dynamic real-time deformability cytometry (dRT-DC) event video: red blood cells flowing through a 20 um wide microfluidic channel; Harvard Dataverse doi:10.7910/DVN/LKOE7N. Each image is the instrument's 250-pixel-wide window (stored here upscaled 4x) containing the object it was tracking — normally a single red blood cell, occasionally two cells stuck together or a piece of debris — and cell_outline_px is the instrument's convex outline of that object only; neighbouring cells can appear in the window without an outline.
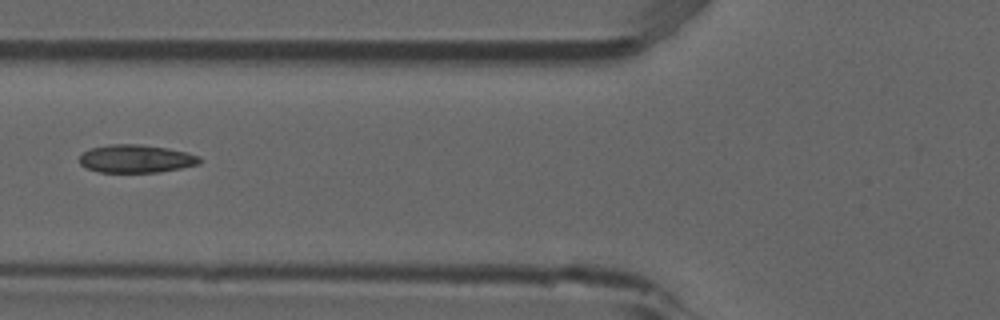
{"species": "common noctule bat (a hibernating species)", "species_latin": "Nyctalus noctula", "temperature_condition": "room temperature", "stored_images_in_passage": 4, "camera_frame_rate_fps": 3000, "um_per_image_px": 0.085, "animal": {"sex": "male", "forearm_length_mm": 52.5}, "frame": {"image": 1, "passage_image": 4, "time_ms": 1.0, "image_size_px": [1000, 320], "cell_outline_px": [[200, 164], [160, 172], [100, 172], [84, 168], [80, 164], [80, 156], [84, 152], [92, 148], [108, 144], [140, 144], [168, 148], [188, 152], [200, 156]], "centroid_in_image_um": [11.57, 13.49], "position_along_channel_um": 114.2, "area_um2": 19.71}}